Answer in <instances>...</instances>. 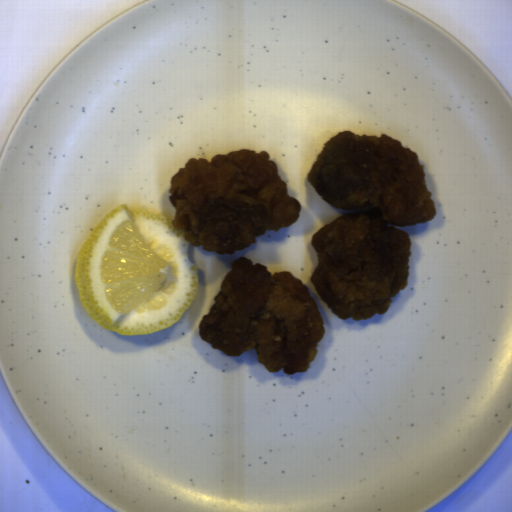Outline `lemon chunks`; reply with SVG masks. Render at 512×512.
Instances as JSON below:
<instances>
[{"mask_svg":"<svg viewBox=\"0 0 512 512\" xmlns=\"http://www.w3.org/2000/svg\"><path fill=\"white\" fill-rule=\"evenodd\" d=\"M190 244L184 230L149 209L113 208L76 257L74 281L88 316L123 336L178 322L198 292Z\"/></svg>","mask_w":512,"mask_h":512,"instance_id":"obj_1","label":"lemon chunks"}]
</instances>
